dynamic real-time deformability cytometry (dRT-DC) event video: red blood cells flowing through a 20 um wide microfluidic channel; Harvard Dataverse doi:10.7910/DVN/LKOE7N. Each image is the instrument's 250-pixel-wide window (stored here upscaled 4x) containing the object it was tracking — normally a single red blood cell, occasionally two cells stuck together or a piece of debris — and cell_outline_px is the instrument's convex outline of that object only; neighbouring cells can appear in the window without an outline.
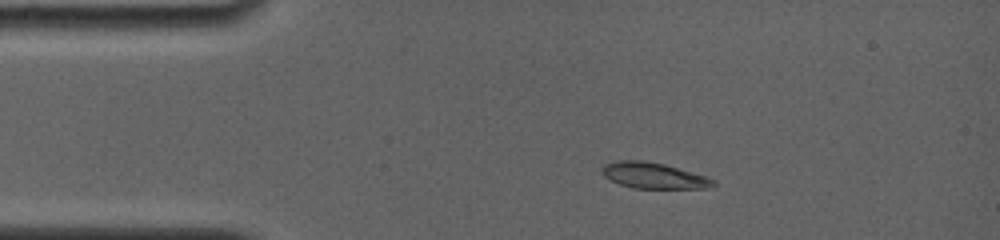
{"species": "common noctule bat (a hibernating species)", "species_latin": "Nyctalus noctula", "temperature_condition": "room temperature", "stored_images_in_passage": 29, "camera_frame_rate_fps": 4000, "um_per_image_px": 0.085, "animal": {"sex": "female", "body_mass_g": 19.0, "forearm_length_mm": 56.7}, "frame": {"image": 1, "passage_image": 2, "time_ms": 0.5, "image_size_px": [1000, 240], "cell_outline_px": [[716, 184], [708, 188], [632, 188], [608, 180], [600, 172], [600, 168], [604, 164], [620, 160], [644, 160], [664, 164], [704, 176], [716, 180]], "centroid_in_image_um": [55.49, 14.92], "position_along_channel_um": 29.5, "area_um2": 16.82}}
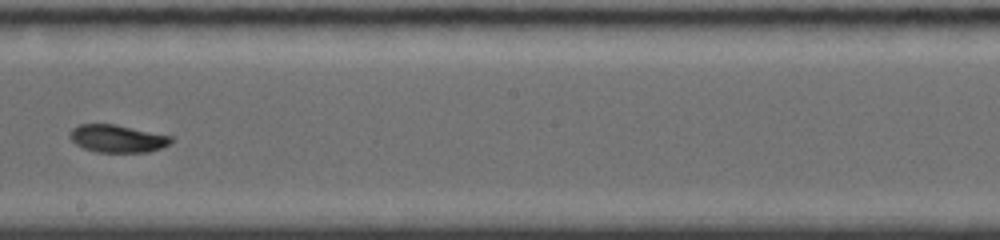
{"frame": {"image": 2, "passage_image": 14, "time_ms": 7.0, "image_size_px": [1000, 240], "cell_outline_px": [[172, 140], [168, 144], [160, 148], [148, 152], [96, 152], [84, 148], [76, 144], [68, 136], [68, 132], [72, 128], [80, 124], [116, 124], [172, 136]], "centroid_in_image_um": [9.94, 11.77], "position_along_channel_um": 238.3, "area_um2": 16.3}}
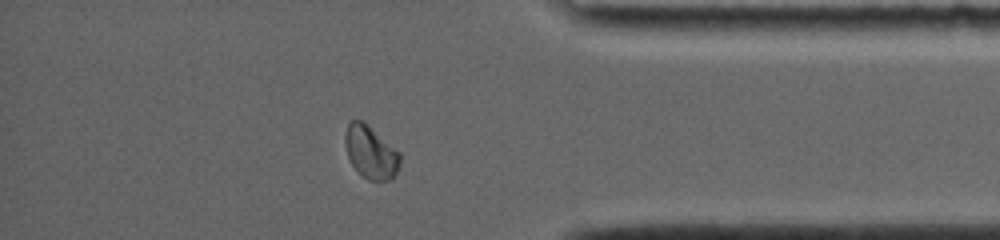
{"frame": {"image": 3, "passage_image": 25, "time_ms": 11.5, "image_size_px": [1000, 240], "cell_outline_px": [[400, 164], [392, 180], [368, 180], [352, 164], [348, 156], [344, 144], [344, 136], [348, 124], [352, 120], [364, 120], [400, 152]], "centroid_in_image_um": [31.52, 12.9], "position_along_channel_um": 403.7, "area_um2": 16.94}, "authors_computed_cell_mechanics": {"area_um2": 16.9354, "velocity_mm_per_s": 3.8663, "shape_relaxation_time_tau1_ms": 3.7341, "shape_relaxation_time_tau2_ms": 5.4732, "deformation_change_tau1": 0.1314, "deformation_change_tau2": 0.0431}}